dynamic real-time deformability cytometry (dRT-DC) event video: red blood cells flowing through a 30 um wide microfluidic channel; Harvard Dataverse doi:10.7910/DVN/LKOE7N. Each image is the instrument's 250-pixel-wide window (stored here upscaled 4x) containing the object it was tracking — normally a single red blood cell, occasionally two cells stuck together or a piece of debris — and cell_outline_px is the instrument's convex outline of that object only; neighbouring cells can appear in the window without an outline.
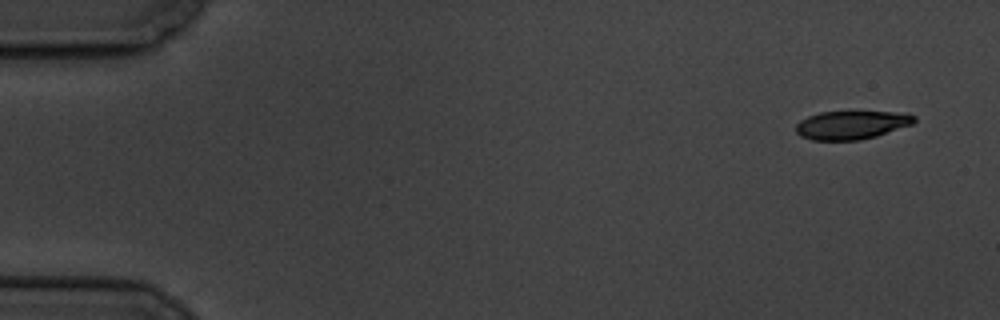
{"species": "common noctule bat (a hibernating species)", "species_latin": "Nyctalus noctula", "temperature_condition": "cold", "stored_images_in_passage": 5, "camera_frame_rate_fps": 3000, "um_per_image_px": 0.085, "animal": {"sex": "male", "body_mass_g": 19.5, "forearm_length_mm": 54.6}, "frame": {"image": 1, "passage_image": 1, "time_ms": 0.0, "image_size_px": [1000, 320], "cell_outline_px": [[916, 120], [912, 124], [876, 136], [860, 140], [812, 140], [800, 136], [796, 132], [796, 124], [800, 120], [808, 116], [820, 112], [908, 112], [916, 116]], "centroid_in_image_um": [72.39, 10.62], "position_along_channel_um": 12.6, "area_um2": 19.65}}
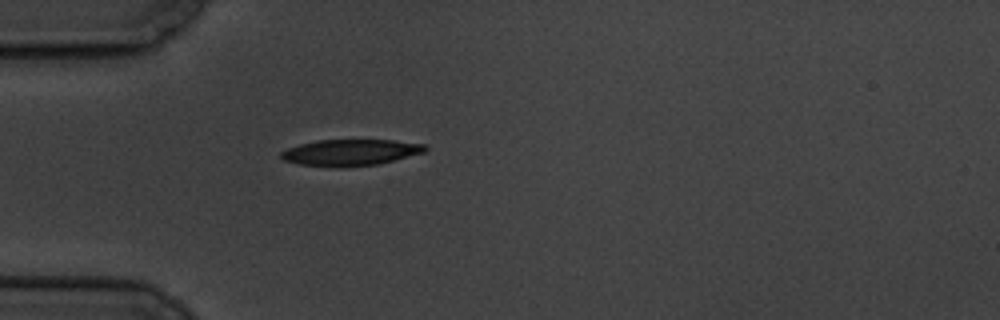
{"frame": {"image": 2, "passage_image": 5, "time_ms": 4.667, "image_size_px": [1000, 320], "cell_outline_px": [[428, 148], [424, 152], [380, 164], [340, 168], [300, 164], [284, 160], [280, 156], [280, 152], [288, 148], [300, 144], [316, 140], [392, 140], [424, 144]], "centroid_in_image_um": [29.78, 12.96], "position_along_channel_um": 55.2, "area_um2": 22.14}}